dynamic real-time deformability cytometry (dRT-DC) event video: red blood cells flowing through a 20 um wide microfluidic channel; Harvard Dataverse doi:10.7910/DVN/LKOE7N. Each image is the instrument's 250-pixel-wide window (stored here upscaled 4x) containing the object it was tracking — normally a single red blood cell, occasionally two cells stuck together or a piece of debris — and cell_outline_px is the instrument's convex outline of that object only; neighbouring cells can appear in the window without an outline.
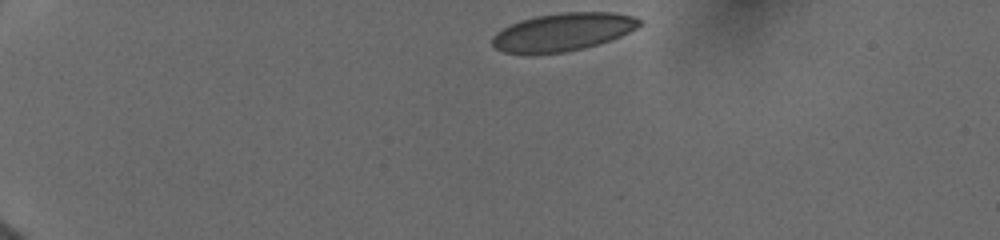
{"species": "human", "species_latin": "Homo sapiens", "temperature_condition": "cold", "stored_images_in_passage": 28, "camera_frame_rate_fps": 3000, "um_per_image_px": 0.085, "donor": {"sex": "female"}, "frame": {"image": 1, "passage_image": 1, "time_ms": 0.0, "image_size_px": [1000, 240], "cell_outline_px": [[640, 24], [636, 28], [620, 36], [596, 44], [564, 52], [536, 56], [504, 52], [496, 48], [492, 44], [492, 36], [496, 32], [520, 20], [536, 16], [560, 12], [612, 12], [632, 16], [640, 20]], "centroid_in_image_um": [47.77, 2.74], "position_along_channel_um": 37.2, "area_um2": 32.54}}
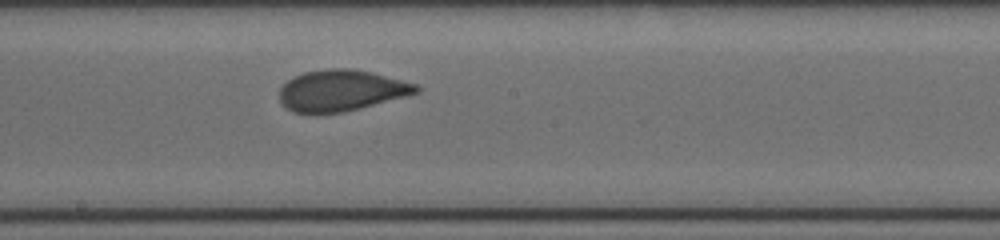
{"frame": {"image": 2, "passage_image": 12, "time_ms": 6.667, "image_size_px": [1000, 240], "cell_outline_px": [[420, 92], [360, 108], [344, 112], [316, 116], [292, 112], [280, 100], [280, 88], [292, 76], [304, 72], [328, 68], [348, 68], [372, 72], [416, 84], [420, 88]], "centroid_in_image_um": [28.96, 7.72], "position_along_channel_um": 219.2, "area_um2": 33.18}}
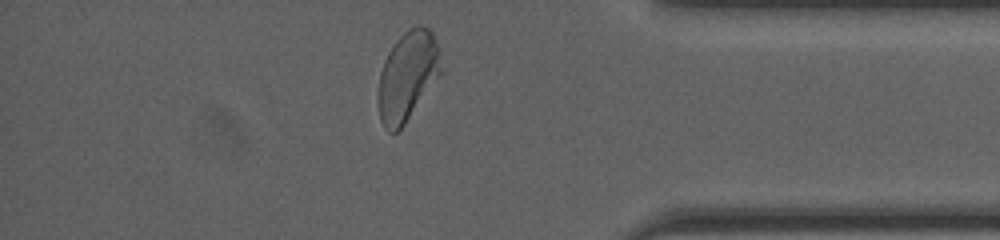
{"frame": {"image": 3, "passage_image": 24, "time_ms": 11.667, "image_size_px": [1000, 240], "cell_outline_px": [[440, 72], [404, 124], [396, 132], [388, 132], [384, 128], [380, 120], [380, 72], [384, 60], [388, 52], [396, 40], [408, 28], [416, 24], [420, 24], [428, 28], [432, 32], [440, 48]], "centroid_in_image_um": [34.64, 6.39], "position_along_channel_um": 400.6, "area_um2": 31.85}, "authors_computed_cell_mechanics": {"area_um2": 32.9171, "velocity_mm_per_s": 3.9282, "shape_relaxation_time_tau1_ms": 5.7235, "shape_relaxation_time_tau2_ms": null, "deformation_change_tau1": 0.166, "deformation_change_tau2": null}}